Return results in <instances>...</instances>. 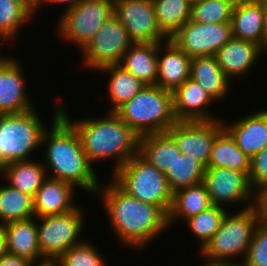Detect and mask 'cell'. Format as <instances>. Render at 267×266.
<instances>
[{"label": "cell", "mask_w": 267, "mask_h": 266, "mask_svg": "<svg viewBox=\"0 0 267 266\" xmlns=\"http://www.w3.org/2000/svg\"><path fill=\"white\" fill-rule=\"evenodd\" d=\"M248 179L256 194L267 187V146L250 159Z\"/></svg>", "instance_id": "cell-38"}, {"label": "cell", "mask_w": 267, "mask_h": 266, "mask_svg": "<svg viewBox=\"0 0 267 266\" xmlns=\"http://www.w3.org/2000/svg\"><path fill=\"white\" fill-rule=\"evenodd\" d=\"M242 266H267V221L258 222Z\"/></svg>", "instance_id": "cell-37"}, {"label": "cell", "mask_w": 267, "mask_h": 266, "mask_svg": "<svg viewBox=\"0 0 267 266\" xmlns=\"http://www.w3.org/2000/svg\"><path fill=\"white\" fill-rule=\"evenodd\" d=\"M47 174L44 164L34 159L15 161L0 169V178L5 179L12 188L20 190L32 198L42 186Z\"/></svg>", "instance_id": "cell-25"}, {"label": "cell", "mask_w": 267, "mask_h": 266, "mask_svg": "<svg viewBox=\"0 0 267 266\" xmlns=\"http://www.w3.org/2000/svg\"><path fill=\"white\" fill-rule=\"evenodd\" d=\"M81 1L82 0H43L37 7H38V10H40L39 7H41V5H43L44 3H45L44 5H47V4L49 5V3H50V5L65 4L66 5L64 8L65 10H63V11H66V10L74 7L76 4H78Z\"/></svg>", "instance_id": "cell-41"}, {"label": "cell", "mask_w": 267, "mask_h": 266, "mask_svg": "<svg viewBox=\"0 0 267 266\" xmlns=\"http://www.w3.org/2000/svg\"><path fill=\"white\" fill-rule=\"evenodd\" d=\"M223 129L222 118L215 121H176L167 133L182 155L194 157L207 166L213 143Z\"/></svg>", "instance_id": "cell-14"}, {"label": "cell", "mask_w": 267, "mask_h": 266, "mask_svg": "<svg viewBox=\"0 0 267 266\" xmlns=\"http://www.w3.org/2000/svg\"><path fill=\"white\" fill-rule=\"evenodd\" d=\"M139 153L163 173L171 169L177 156L181 155L177 144L167 132L140 136Z\"/></svg>", "instance_id": "cell-28"}, {"label": "cell", "mask_w": 267, "mask_h": 266, "mask_svg": "<svg viewBox=\"0 0 267 266\" xmlns=\"http://www.w3.org/2000/svg\"><path fill=\"white\" fill-rule=\"evenodd\" d=\"M61 104L54 106L52 126L44 129L41 138V148L45 147L42 163L46 172L51 171L47 177L71 183L95 196L100 187L96 169L88 161L74 126L60 113Z\"/></svg>", "instance_id": "cell-2"}, {"label": "cell", "mask_w": 267, "mask_h": 266, "mask_svg": "<svg viewBox=\"0 0 267 266\" xmlns=\"http://www.w3.org/2000/svg\"><path fill=\"white\" fill-rule=\"evenodd\" d=\"M4 57L0 54V61L3 59Z\"/></svg>", "instance_id": "cell-49"}, {"label": "cell", "mask_w": 267, "mask_h": 266, "mask_svg": "<svg viewBox=\"0 0 267 266\" xmlns=\"http://www.w3.org/2000/svg\"><path fill=\"white\" fill-rule=\"evenodd\" d=\"M264 26V0L234 5L231 17L233 37L261 47Z\"/></svg>", "instance_id": "cell-22"}, {"label": "cell", "mask_w": 267, "mask_h": 266, "mask_svg": "<svg viewBox=\"0 0 267 266\" xmlns=\"http://www.w3.org/2000/svg\"><path fill=\"white\" fill-rule=\"evenodd\" d=\"M34 216L33 198L9 184H0V225Z\"/></svg>", "instance_id": "cell-31"}, {"label": "cell", "mask_w": 267, "mask_h": 266, "mask_svg": "<svg viewBox=\"0 0 267 266\" xmlns=\"http://www.w3.org/2000/svg\"><path fill=\"white\" fill-rule=\"evenodd\" d=\"M14 2L23 6L32 16H36L35 14L38 12V7L31 0H13Z\"/></svg>", "instance_id": "cell-43"}, {"label": "cell", "mask_w": 267, "mask_h": 266, "mask_svg": "<svg viewBox=\"0 0 267 266\" xmlns=\"http://www.w3.org/2000/svg\"><path fill=\"white\" fill-rule=\"evenodd\" d=\"M228 1H230L233 5H237V4L246 3L252 0H228Z\"/></svg>", "instance_id": "cell-46"}, {"label": "cell", "mask_w": 267, "mask_h": 266, "mask_svg": "<svg viewBox=\"0 0 267 266\" xmlns=\"http://www.w3.org/2000/svg\"><path fill=\"white\" fill-rule=\"evenodd\" d=\"M257 206L261 219L267 221V187L257 194Z\"/></svg>", "instance_id": "cell-40"}, {"label": "cell", "mask_w": 267, "mask_h": 266, "mask_svg": "<svg viewBox=\"0 0 267 266\" xmlns=\"http://www.w3.org/2000/svg\"><path fill=\"white\" fill-rule=\"evenodd\" d=\"M36 6H38L43 0H31Z\"/></svg>", "instance_id": "cell-47"}, {"label": "cell", "mask_w": 267, "mask_h": 266, "mask_svg": "<svg viewBox=\"0 0 267 266\" xmlns=\"http://www.w3.org/2000/svg\"><path fill=\"white\" fill-rule=\"evenodd\" d=\"M114 16L135 43H161L169 39L158 26L152 0H114Z\"/></svg>", "instance_id": "cell-13"}, {"label": "cell", "mask_w": 267, "mask_h": 266, "mask_svg": "<svg viewBox=\"0 0 267 266\" xmlns=\"http://www.w3.org/2000/svg\"><path fill=\"white\" fill-rule=\"evenodd\" d=\"M33 16L13 0H0V41H15L21 27L32 21Z\"/></svg>", "instance_id": "cell-34"}, {"label": "cell", "mask_w": 267, "mask_h": 266, "mask_svg": "<svg viewBox=\"0 0 267 266\" xmlns=\"http://www.w3.org/2000/svg\"><path fill=\"white\" fill-rule=\"evenodd\" d=\"M7 253L6 238L3 225H0V259Z\"/></svg>", "instance_id": "cell-44"}, {"label": "cell", "mask_w": 267, "mask_h": 266, "mask_svg": "<svg viewBox=\"0 0 267 266\" xmlns=\"http://www.w3.org/2000/svg\"><path fill=\"white\" fill-rule=\"evenodd\" d=\"M206 165L200 160L187 154L177 156L175 163L165 172L173 193L203 182Z\"/></svg>", "instance_id": "cell-32"}, {"label": "cell", "mask_w": 267, "mask_h": 266, "mask_svg": "<svg viewBox=\"0 0 267 266\" xmlns=\"http://www.w3.org/2000/svg\"><path fill=\"white\" fill-rule=\"evenodd\" d=\"M250 159L242 152L234 138L224 128L213 143L206 168L223 167L249 175Z\"/></svg>", "instance_id": "cell-26"}, {"label": "cell", "mask_w": 267, "mask_h": 266, "mask_svg": "<svg viewBox=\"0 0 267 266\" xmlns=\"http://www.w3.org/2000/svg\"><path fill=\"white\" fill-rule=\"evenodd\" d=\"M134 43L126 28L113 16L102 25L81 50L82 67L97 71L107 65L120 64L124 53Z\"/></svg>", "instance_id": "cell-10"}, {"label": "cell", "mask_w": 267, "mask_h": 266, "mask_svg": "<svg viewBox=\"0 0 267 266\" xmlns=\"http://www.w3.org/2000/svg\"><path fill=\"white\" fill-rule=\"evenodd\" d=\"M261 55L259 45L232 37L214 56L224 74L234 81L251 73Z\"/></svg>", "instance_id": "cell-20"}, {"label": "cell", "mask_w": 267, "mask_h": 266, "mask_svg": "<svg viewBox=\"0 0 267 266\" xmlns=\"http://www.w3.org/2000/svg\"><path fill=\"white\" fill-rule=\"evenodd\" d=\"M75 187L71 183L47 177L33 197L35 218L62 215L76 209Z\"/></svg>", "instance_id": "cell-19"}, {"label": "cell", "mask_w": 267, "mask_h": 266, "mask_svg": "<svg viewBox=\"0 0 267 266\" xmlns=\"http://www.w3.org/2000/svg\"><path fill=\"white\" fill-rule=\"evenodd\" d=\"M203 183L212 205L227 207L243 204L242 209H246L257 204V194L251 188L246 173L223 167L207 168Z\"/></svg>", "instance_id": "cell-11"}, {"label": "cell", "mask_w": 267, "mask_h": 266, "mask_svg": "<svg viewBox=\"0 0 267 266\" xmlns=\"http://www.w3.org/2000/svg\"><path fill=\"white\" fill-rule=\"evenodd\" d=\"M41 120L36 108L0 115V169L15 161L31 160V153L41 148L46 128Z\"/></svg>", "instance_id": "cell-7"}, {"label": "cell", "mask_w": 267, "mask_h": 266, "mask_svg": "<svg viewBox=\"0 0 267 266\" xmlns=\"http://www.w3.org/2000/svg\"><path fill=\"white\" fill-rule=\"evenodd\" d=\"M97 245L84 241L64 252L56 261L58 266H107L105 256L101 254Z\"/></svg>", "instance_id": "cell-36"}, {"label": "cell", "mask_w": 267, "mask_h": 266, "mask_svg": "<svg viewBox=\"0 0 267 266\" xmlns=\"http://www.w3.org/2000/svg\"><path fill=\"white\" fill-rule=\"evenodd\" d=\"M216 102L190 77L173 92V113L176 121H215L207 107Z\"/></svg>", "instance_id": "cell-16"}, {"label": "cell", "mask_w": 267, "mask_h": 266, "mask_svg": "<svg viewBox=\"0 0 267 266\" xmlns=\"http://www.w3.org/2000/svg\"><path fill=\"white\" fill-rule=\"evenodd\" d=\"M262 53L267 51V0H264V26H263V40L261 44ZM267 54V53H266Z\"/></svg>", "instance_id": "cell-42"}, {"label": "cell", "mask_w": 267, "mask_h": 266, "mask_svg": "<svg viewBox=\"0 0 267 266\" xmlns=\"http://www.w3.org/2000/svg\"><path fill=\"white\" fill-rule=\"evenodd\" d=\"M61 15L55 29L57 35L81 51L102 25L114 16V0H82Z\"/></svg>", "instance_id": "cell-8"}, {"label": "cell", "mask_w": 267, "mask_h": 266, "mask_svg": "<svg viewBox=\"0 0 267 266\" xmlns=\"http://www.w3.org/2000/svg\"><path fill=\"white\" fill-rule=\"evenodd\" d=\"M81 208L78 206L62 215L36 218L39 249L47 262L56 261L64 252L83 242L79 237L85 229L86 216Z\"/></svg>", "instance_id": "cell-9"}, {"label": "cell", "mask_w": 267, "mask_h": 266, "mask_svg": "<svg viewBox=\"0 0 267 266\" xmlns=\"http://www.w3.org/2000/svg\"><path fill=\"white\" fill-rule=\"evenodd\" d=\"M109 181L100 185L95 197L104 203L101 206L113 234L125 247L143 250L158 234L170 228L168 214L161 207L142 202L130 196L112 178Z\"/></svg>", "instance_id": "cell-1"}, {"label": "cell", "mask_w": 267, "mask_h": 266, "mask_svg": "<svg viewBox=\"0 0 267 266\" xmlns=\"http://www.w3.org/2000/svg\"><path fill=\"white\" fill-rule=\"evenodd\" d=\"M110 75L107 92L111 106L107 112H115L120 106L131 100L140 92L145 84L137 79L132 73L126 71L119 64L107 65L97 70Z\"/></svg>", "instance_id": "cell-27"}, {"label": "cell", "mask_w": 267, "mask_h": 266, "mask_svg": "<svg viewBox=\"0 0 267 266\" xmlns=\"http://www.w3.org/2000/svg\"><path fill=\"white\" fill-rule=\"evenodd\" d=\"M234 5L228 0H195L191 19L197 23H229Z\"/></svg>", "instance_id": "cell-35"}, {"label": "cell", "mask_w": 267, "mask_h": 266, "mask_svg": "<svg viewBox=\"0 0 267 266\" xmlns=\"http://www.w3.org/2000/svg\"><path fill=\"white\" fill-rule=\"evenodd\" d=\"M157 61L156 85L164 90L173 93L190 77L191 58L171 39L158 43Z\"/></svg>", "instance_id": "cell-17"}, {"label": "cell", "mask_w": 267, "mask_h": 266, "mask_svg": "<svg viewBox=\"0 0 267 266\" xmlns=\"http://www.w3.org/2000/svg\"><path fill=\"white\" fill-rule=\"evenodd\" d=\"M0 266H36V265L25 258L17 257L6 253L0 259Z\"/></svg>", "instance_id": "cell-39"}, {"label": "cell", "mask_w": 267, "mask_h": 266, "mask_svg": "<svg viewBox=\"0 0 267 266\" xmlns=\"http://www.w3.org/2000/svg\"><path fill=\"white\" fill-rule=\"evenodd\" d=\"M161 31L170 39L191 19L192 0H152Z\"/></svg>", "instance_id": "cell-30"}, {"label": "cell", "mask_w": 267, "mask_h": 266, "mask_svg": "<svg viewBox=\"0 0 267 266\" xmlns=\"http://www.w3.org/2000/svg\"><path fill=\"white\" fill-rule=\"evenodd\" d=\"M3 56L0 61V115L23 113L35 108L26 91V77L20 60Z\"/></svg>", "instance_id": "cell-15"}, {"label": "cell", "mask_w": 267, "mask_h": 266, "mask_svg": "<svg viewBox=\"0 0 267 266\" xmlns=\"http://www.w3.org/2000/svg\"><path fill=\"white\" fill-rule=\"evenodd\" d=\"M233 37L229 23L187 21L170 39L191 59L215 55Z\"/></svg>", "instance_id": "cell-12"}, {"label": "cell", "mask_w": 267, "mask_h": 266, "mask_svg": "<svg viewBox=\"0 0 267 266\" xmlns=\"http://www.w3.org/2000/svg\"><path fill=\"white\" fill-rule=\"evenodd\" d=\"M210 206L212 203L203 182L180 189L173 193V202L168 214L169 226L177 223L175 221L179 219L184 222V220L207 210Z\"/></svg>", "instance_id": "cell-29"}, {"label": "cell", "mask_w": 267, "mask_h": 266, "mask_svg": "<svg viewBox=\"0 0 267 266\" xmlns=\"http://www.w3.org/2000/svg\"><path fill=\"white\" fill-rule=\"evenodd\" d=\"M229 123L223 121L224 128L249 158L267 146V109L256 110Z\"/></svg>", "instance_id": "cell-18"}, {"label": "cell", "mask_w": 267, "mask_h": 266, "mask_svg": "<svg viewBox=\"0 0 267 266\" xmlns=\"http://www.w3.org/2000/svg\"><path fill=\"white\" fill-rule=\"evenodd\" d=\"M62 102L60 113L74 126L88 161L93 164L114 160L112 174L139 152V138L115 112L100 118L74 119L67 115Z\"/></svg>", "instance_id": "cell-3"}, {"label": "cell", "mask_w": 267, "mask_h": 266, "mask_svg": "<svg viewBox=\"0 0 267 266\" xmlns=\"http://www.w3.org/2000/svg\"><path fill=\"white\" fill-rule=\"evenodd\" d=\"M225 208L226 207L212 205L207 210L184 221L192 235L195 236V239L197 238L199 240V251L205 247L220 228L221 223L228 212Z\"/></svg>", "instance_id": "cell-33"}, {"label": "cell", "mask_w": 267, "mask_h": 266, "mask_svg": "<svg viewBox=\"0 0 267 266\" xmlns=\"http://www.w3.org/2000/svg\"><path fill=\"white\" fill-rule=\"evenodd\" d=\"M240 261H236V263H211V262H205L203 263V266H242Z\"/></svg>", "instance_id": "cell-45"}, {"label": "cell", "mask_w": 267, "mask_h": 266, "mask_svg": "<svg viewBox=\"0 0 267 266\" xmlns=\"http://www.w3.org/2000/svg\"><path fill=\"white\" fill-rule=\"evenodd\" d=\"M44 266H56V263L55 262H48L46 265Z\"/></svg>", "instance_id": "cell-48"}, {"label": "cell", "mask_w": 267, "mask_h": 266, "mask_svg": "<svg viewBox=\"0 0 267 266\" xmlns=\"http://www.w3.org/2000/svg\"><path fill=\"white\" fill-rule=\"evenodd\" d=\"M157 53L158 43H134L124 53L119 65L145 85H156L158 76Z\"/></svg>", "instance_id": "cell-24"}, {"label": "cell", "mask_w": 267, "mask_h": 266, "mask_svg": "<svg viewBox=\"0 0 267 266\" xmlns=\"http://www.w3.org/2000/svg\"><path fill=\"white\" fill-rule=\"evenodd\" d=\"M231 214L226 213L220 228L199 252L205 262L236 263L234 260L242 257V264L245 259L254 231L261 219L260 211L256 204Z\"/></svg>", "instance_id": "cell-5"}, {"label": "cell", "mask_w": 267, "mask_h": 266, "mask_svg": "<svg viewBox=\"0 0 267 266\" xmlns=\"http://www.w3.org/2000/svg\"><path fill=\"white\" fill-rule=\"evenodd\" d=\"M111 178L130 196L159 206L169 214L173 192L166 175L139 152L115 171Z\"/></svg>", "instance_id": "cell-6"}, {"label": "cell", "mask_w": 267, "mask_h": 266, "mask_svg": "<svg viewBox=\"0 0 267 266\" xmlns=\"http://www.w3.org/2000/svg\"><path fill=\"white\" fill-rule=\"evenodd\" d=\"M190 78L216 102L224 100L231 90L232 81L221 70L214 55L192 58Z\"/></svg>", "instance_id": "cell-23"}, {"label": "cell", "mask_w": 267, "mask_h": 266, "mask_svg": "<svg viewBox=\"0 0 267 266\" xmlns=\"http://www.w3.org/2000/svg\"><path fill=\"white\" fill-rule=\"evenodd\" d=\"M115 113L139 136L166 133L176 122L173 93L158 85H145Z\"/></svg>", "instance_id": "cell-4"}, {"label": "cell", "mask_w": 267, "mask_h": 266, "mask_svg": "<svg viewBox=\"0 0 267 266\" xmlns=\"http://www.w3.org/2000/svg\"><path fill=\"white\" fill-rule=\"evenodd\" d=\"M34 218L13 221L3 225L6 249L8 254L25 258L36 266H44L48 262L42 257L39 249L37 220Z\"/></svg>", "instance_id": "cell-21"}]
</instances>
